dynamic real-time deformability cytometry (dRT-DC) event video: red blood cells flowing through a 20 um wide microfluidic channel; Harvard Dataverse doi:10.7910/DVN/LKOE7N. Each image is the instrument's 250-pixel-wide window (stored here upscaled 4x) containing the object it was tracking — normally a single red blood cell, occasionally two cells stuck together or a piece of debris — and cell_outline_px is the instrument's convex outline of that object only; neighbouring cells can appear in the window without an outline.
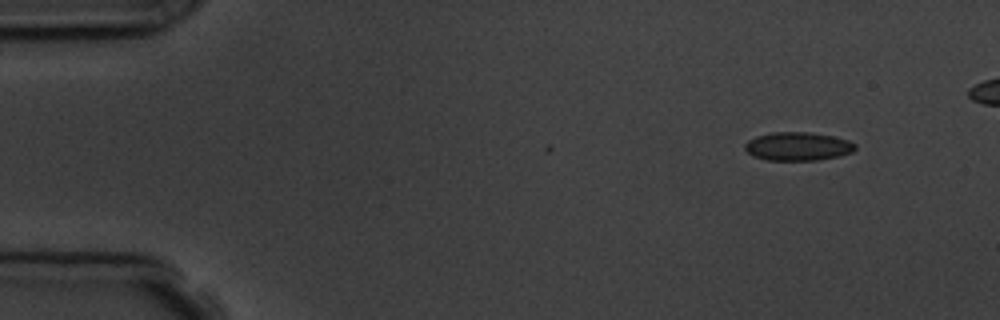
{"species": "common noctule bat (a hibernating species)", "species_latin": "Nyctalus noctula", "temperature_condition": "room temperature", "stored_images_in_passage": 5, "camera_frame_rate_fps": 3000, "um_per_image_px": 0.085, "animal": {"sex": "male", "body_mass_g": 19.5, "forearm_length_mm": 54.6}, "frame": {"image": 1, "passage_image": 1, "time_ms": 0.0, "image_size_px": [1000, 320], "cell_outline_px": [[856, 148], [852, 152], [840, 156], [820, 160], [764, 160], [752, 156], [744, 148], [744, 144], [748, 140], [756, 136], [772, 132], [808, 132], [836, 136], [848, 140], [856, 144]], "centroid_in_image_um": [67.82, 12.44], "position_along_channel_um": 17.2, "area_um2": 18.55}}